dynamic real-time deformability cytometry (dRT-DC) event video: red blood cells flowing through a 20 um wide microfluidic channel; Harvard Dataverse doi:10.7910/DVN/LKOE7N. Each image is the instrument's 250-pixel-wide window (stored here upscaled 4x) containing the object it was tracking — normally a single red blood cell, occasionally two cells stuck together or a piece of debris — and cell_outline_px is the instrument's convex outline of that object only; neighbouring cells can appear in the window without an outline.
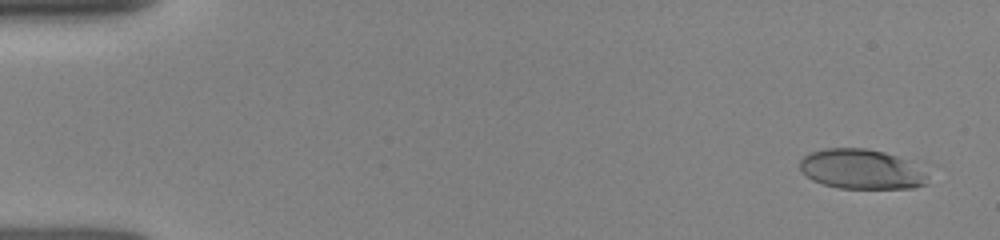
{"species": "human", "species_latin": "Homo sapiens", "temperature_condition": "room temperature", "stored_images_in_passage": 16, "camera_frame_rate_fps": 3000, "um_per_image_px": 0.085, "donor": {"sex": "female"}, "frame": {"image": 1, "passage_image": 1, "time_ms": 0.0, "image_size_px": [1000, 240], "cell_outline_px": [[928, 184], [912, 188], [840, 188], [824, 184], [812, 180], [800, 168], [800, 160], [804, 156], [812, 152], [824, 148], [864, 148], [884, 152], [908, 160], [924, 172], [928, 176]], "centroid_in_image_um": [73.23, 14.38], "position_along_channel_um": 11.8, "area_um2": 29.48}}
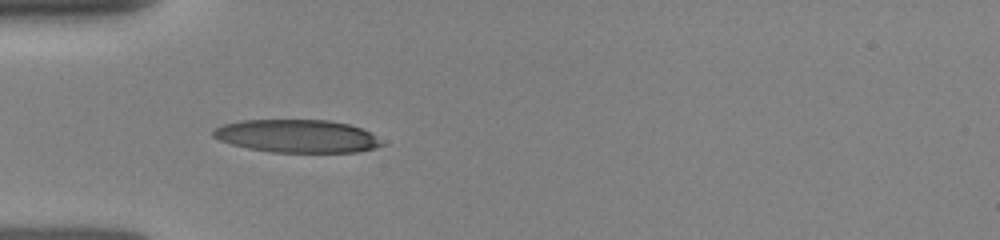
{"frame": {"image": 2, "passage_image": 14, "time_ms": 4.333, "image_size_px": [1000, 240], "cell_outline_px": [[384, 144], [372, 148], [356, 152], [272, 152], [248, 148], [232, 144], [220, 140], [212, 136], [212, 128], [224, 124], [240, 120], [328, 120], [348, 124], [372, 132]], "centroid_in_image_um": [25.22, 11.56], "position_along_channel_um": 59.8, "area_um2": 32.31}}
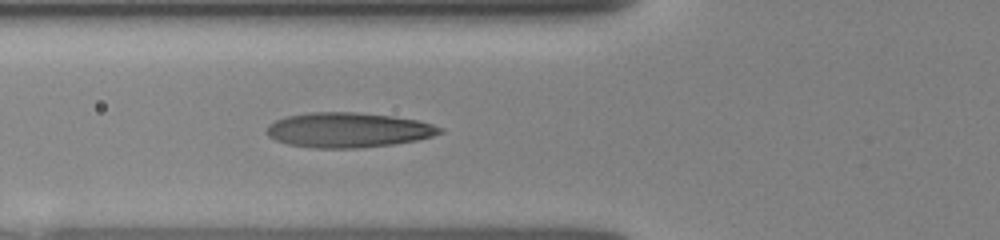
{"frame": {"image": 3, "passage_image": 16, "time_ms": 5.333, "image_size_px": [1000, 240], "cell_outline_px": [[444, 132], [432, 136], [416, 140], [392, 144], [356, 148], [316, 148], [288, 144], [276, 140], [268, 136], [264, 132], [268, 124], [284, 116], [308, 112], [356, 112], [392, 116], [416, 120], [432, 124], [444, 128]], "centroid_in_image_um": [29.56, 11.04], "position_along_channel_um": 96.2, "area_um2": 35.32}}